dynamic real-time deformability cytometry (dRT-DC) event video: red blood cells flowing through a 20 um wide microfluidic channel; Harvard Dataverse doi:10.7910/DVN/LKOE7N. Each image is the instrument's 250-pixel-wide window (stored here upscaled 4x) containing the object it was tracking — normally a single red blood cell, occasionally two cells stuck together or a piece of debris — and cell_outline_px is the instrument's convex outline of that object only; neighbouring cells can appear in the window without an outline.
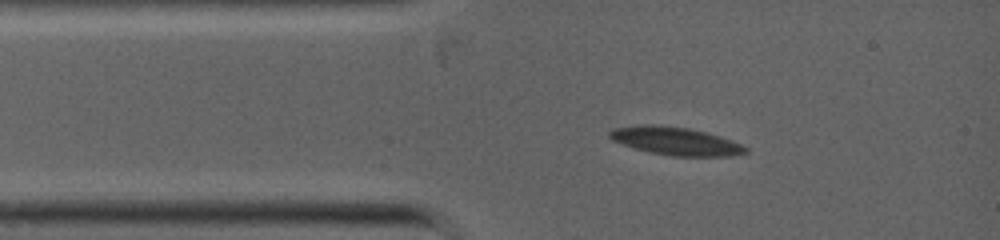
{"species": "common noctule bat (a hibernating species)", "species_latin": "Nyctalus noctula", "temperature_condition": "warm", "stored_images_in_passage": 4, "camera_frame_rate_fps": 5000, "um_per_image_px": 0.085, "animal": {"sex": "female", "body_mass_g": 19.0, "forearm_length_mm": 53.3}, "frame": {"image": 1, "passage_image": 1, "time_ms": 0.0, "image_size_px": [1000, 240], "cell_outline_px": [[748, 152], [732, 156], [672, 156], [652, 152], [636, 148], [612, 140], [608, 136], [608, 132], [612, 128], [640, 124], [660, 124], [688, 128], [720, 136], [732, 140], [748, 148]], "centroid_in_image_um": [57.41, 11.97], "position_along_channel_um": 27.6, "area_um2": 22.2}}
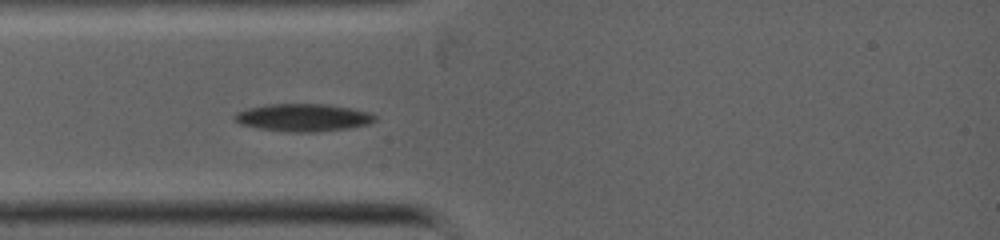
{"frame": {"image": 2, "passage_image": 3, "time_ms": 1.0, "image_size_px": [1000, 240], "cell_outline_px": [[376, 120], [368, 124], [348, 128], [316, 132], [288, 132], [260, 128], [240, 124], [232, 116], [236, 112], [248, 108], [268, 104], [328, 104], [352, 108], [372, 112], [376, 116]], "centroid_in_image_um": [25.8, 9.98], "position_along_channel_um": 59.2, "area_um2": 22.66}}